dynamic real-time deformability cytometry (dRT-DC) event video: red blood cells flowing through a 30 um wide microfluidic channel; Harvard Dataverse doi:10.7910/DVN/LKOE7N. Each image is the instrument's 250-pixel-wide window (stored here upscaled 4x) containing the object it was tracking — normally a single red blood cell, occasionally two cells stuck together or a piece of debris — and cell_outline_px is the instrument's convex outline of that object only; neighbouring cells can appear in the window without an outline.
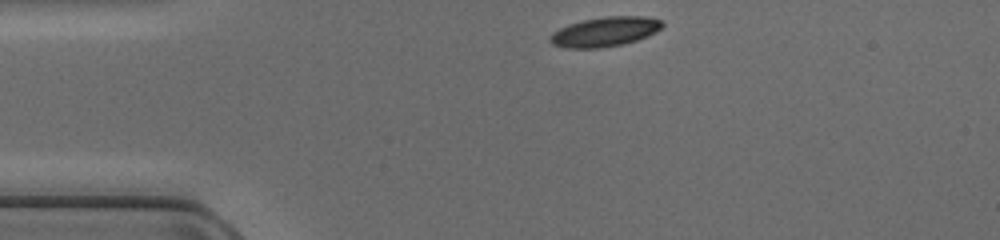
{"species": "common noctule bat (a hibernating species)", "species_latin": "Nyctalus noctula", "temperature_condition": "cold", "stored_images_in_passage": 39, "camera_frame_rate_fps": 3000, "um_per_image_px": 0.085, "animal": {"sex": "female", "body_mass_g": 17.0, "forearm_length_mm": 48.0}, "frame": {"image": 1, "passage_image": 1, "time_ms": 0.0, "image_size_px": [1000, 240], "cell_outline_px": [[664, 24], [656, 32], [648, 36], [624, 44], [600, 48], [564, 48], [552, 44], [548, 40], [548, 36], [552, 32], [568, 24], [584, 20], [604, 16], [644, 16], [660, 20]], "centroid_in_image_um": [51.38, 2.7], "position_along_channel_um": 33.6, "area_um2": 19.48}}
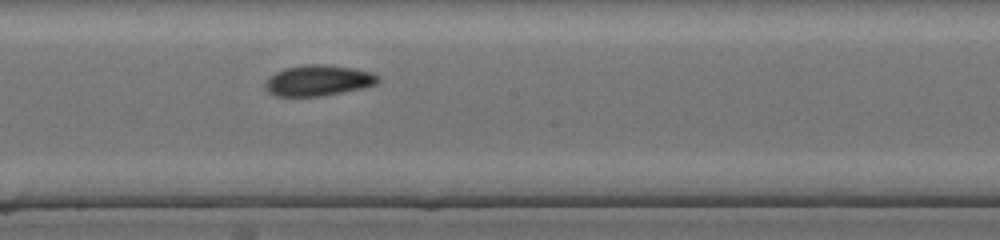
{"frame": {"image": 2, "passage_image": 17, "time_ms": 5.333, "image_size_px": [1000, 240], "cell_outline_px": [[380, 80], [376, 84], [360, 88], [320, 96], [276, 96], [268, 92], [264, 84], [276, 72], [284, 68], [304, 64], [328, 64], [352, 68], [372, 72], [380, 76]], "centroid_in_image_um": [27.06, 6.82], "position_along_channel_um": 221.1, "area_um2": 20.11}}
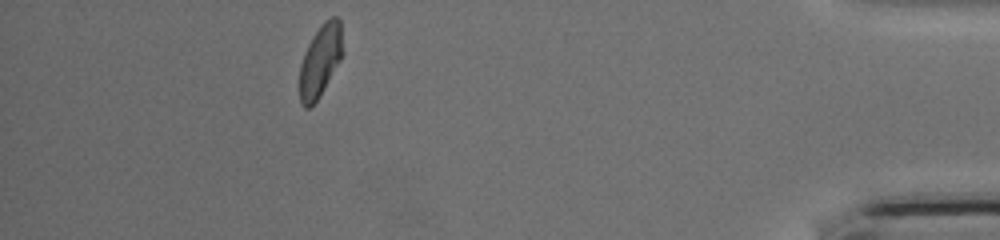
{"frame": {"image": 3, "passage_image": 34, "time_ms": 11.0, "image_size_px": [1000, 240], "cell_outline_px": [[340, 60], [316, 100], [308, 108], [304, 108], [300, 104], [300, 64], [304, 52], [312, 36], [320, 24], [324, 20], [332, 16], [336, 16], [340, 20]], "centroid_in_image_um": [27.17, 5.13], "position_along_channel_um": 408.0, "area_um2": 17.46}}